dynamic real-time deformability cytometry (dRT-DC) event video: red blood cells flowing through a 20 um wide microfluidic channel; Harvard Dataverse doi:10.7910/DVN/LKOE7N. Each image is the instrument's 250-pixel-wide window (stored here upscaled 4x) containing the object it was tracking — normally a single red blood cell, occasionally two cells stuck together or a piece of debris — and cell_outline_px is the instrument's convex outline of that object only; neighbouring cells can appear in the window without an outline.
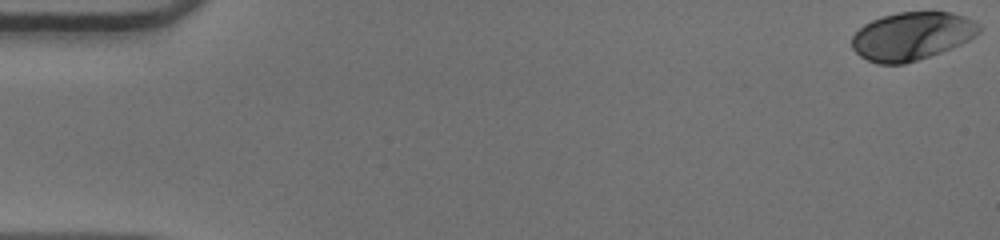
{"species": "human", "species_latin": "Homo sapiens", "temperature_condition": "warm", "stored_images_in_passage": 46, "camera_frame_rate_fps": 3000, "um_per_image_px": 0.085, "donor": {"sex": "male"}, "frame": {"image": 1, "passage_image": 1, "time_ms": 0.0, "image_size_px": [1000, 240], "cell_outline_px": [[980, 32], [968, 40], [952, 48], [904, 64], [876, 64], [860, 56], [852, 48], [852, 36], [864, 24], [880, 16], [896, 12], [952, 12], [964, 16], [980, 24]], "centroid_in_image_um": [77.49, 3.06], "position_along_channel_um": 7.5, "area_um2": 35.6}}
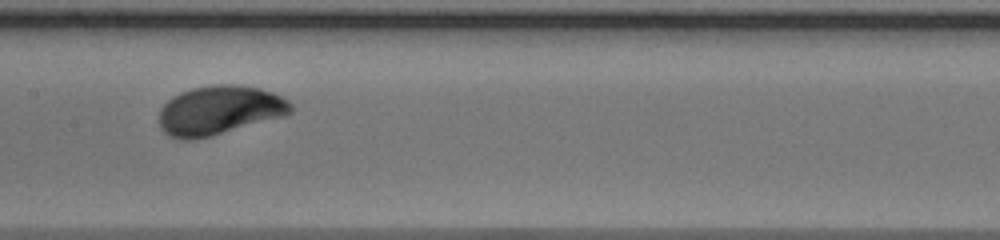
{"frame": {"image": 2, "passage_image": 27, "time_ms": 8.667, "image_size_px": [1000, 240], "cell_outline_px": [[292, 112], [284, 116], [212, 136], [192, 140], [180, 140], [168, 136], [160, 128], [160, 108], [172, 96], [180, 92], [192, 88], [212, 84], [240, 84], [260, 88], [272, 92], [288, 100], [292, 104]], "centroid_in_image_um": [18.63, 9.37], "position_along_channel_um": 188.8, "area_um2": 38.03}}
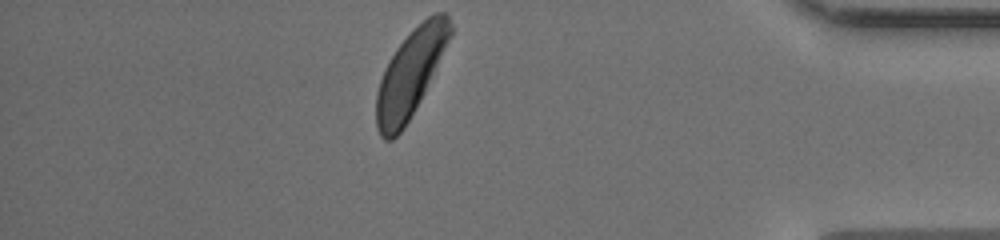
{"frame": {"image": 3, "passage_image": 46, "time_ms": 15.0, "image_size_px": [1000, 240], "cell_outline_px": [[452, 32], [424, 92], [420, 100], [404, 128], [392, 140], [384, 140], [380, 136], [376, 128], [376, 92], [384, 68], [388, 60], [396, 48], [428, 16], [436, 12], [448, 12], [452, 24]], "centroid_in_image_um": [34.85, 6.27], "position_along_channel_um": 400.4, "area_um2": 36.65}, "authors_computed_cell_mechanics": {"area_um2": 36.5296, "velocity_mm_per_s": 3.9219, "shape_relaxation_time_tau1_ms": 2.1471, "shape_relaxation_time_tau2_ms": null, "deformation_change_tau1": 0.1295, "deformation_change_tau2": null}}